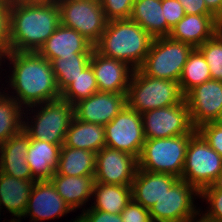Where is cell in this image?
I'll return each instance as SVG.
<instances>
[{"label": "cell", "mask_w": 222, "mask_h": 222, "mask_svg": "<svg viewBox=\"0 0 222 222\" xmlns=\"http://www.w3.org/2000/svg\"><path fill=\"white\" fill-rule=\"evenodd\" d=\"M13 65L12 75L8 76L12 90L11 95L21 106L31 107L60 99L51 63L38 52L9 51L0 57Z\"/></svg>", "instance_id": "cell-1"}, {"label": "cell", "mask_w": 222, "mask_h": 222, "mask_svg": "<svg viewBox=\"0 0 222 222\" xmlns=\"http://www.w3.org/2000/svg\"><path fill=\"white\" fill-rule=\"evenodd\" d=\"M59 25L57 1L10 4V51L38 52Z\"/></svg>", "instance_id": "cell-2"}, {"label": "cell", "mask_w": 222, "mask_h": 222, "mask_svg": "<svg viewBox=\"0 0 222 222\" xmlns=\"http://www.w3.org/2000/svg\"><path fill=\"white\" fill-rule=\"evenodd\" d=\"M153 39L130 18L110 20L94 48L102 56L126 62L136 70L142 66Z\"/></svg>", "instance_id": "cell-3"}, {"label": "cell", "mask_w": 222, "mask_h": 222, "mask_svg": "<svg viewBox=\"0 0 222 222\" xmlns=\"http://www.w3.org/2000/svg\"><path fill=\"white\" fill-rule=\"evenodd\" d=\"M185 99L178 82L152 78L133 71L126 94L127 105L138 113L176 105Z\"/></svg>", "instance_id": "cell-4"}, {"label": "cell", "mask_w": 222, "mask_h": 222, "mask_svg": "<svg viewBox=\"0 0 222 222\" xmlns=\"http://www.w3.org/2000/svg\"><path fill=\"white\" fill-rule=\"evenodd\" d=\"M33 107L39 109L35 110L37 113ZM29 108L28 111L32 110V114L33 112L36 113L32 116L31 122H28V116L27 122L23 121V131L29 138L62 146L66 132L74 118V106L60 98Z\"/></svg>", "instance_id": "cell-5"}, {"label": "cell", "mask_w": 222, "mask_h": 222, "mask_svg": "<svg viewBox=\"0 0 222 222\" xmlns=\"http://www.w3.org/2000/svg\"><path fill=\"white\" fill-rule=\"evenodd\" d=\"M193 135L146 139L138 158V168L170 174L181 179L188 142Z\"/></svg>", "instance_id": "cell-6"}, {"label": "cell", "mask_w": 222, "mask_h": 222, "mask_svg": "<svg viewBox=\"0 0 222 222\" xmlns=\"http://www.w3.org/2000/svg\"><path fill=\"white\" fill-rule=\"evenodd\" d=\"M194 47L169 36L153 39L149 53L139 68L145 75L179 82L189 54Z\"/></svg>", "instance_id": "cell-7"}, {"label": "cell", "mask_w": 222, "mask_h": 222, "mask_svg": "<svg viewBox=\"0 0 222 222\" xmlns=\"http://www.w3.org/2000/svg\"><path fill=\"white\" fill-rule=\"evenodd\" d=\"M222 172V157L196 132L189 140L181 179L199 191Z\"/></svg>", "instance_id": "cell-8"}, {"label": "cell", "mask_w": 222, "mask_h": 222, "mask_svg": "<svg viewBox=\"0 0 222 222\" xmlns=\"http://www.w3.org/2000/svg\"><path fill=\"white\" fill-rule=\"evenodd\" d=\"M193 196L200 197V191L185 180L179 179L149 209L151 220L153 222H189L197 219L201 210L196 209Z\"/></svg>", "instance_id": "cell-9"}, {"label": "cell", "mask_w": 222, "mask_h": 222, "mask_svg": "<svg viewBox=\"0 0 222 222\" xmlns=\"http://www.w3.org/2000/svg\"><path fill=\"white\" fill-rule=\"evenodd\" d=\"M146 139L195 134L186 100L176 105L153 109L141 114Z\"/></svg>", "instance_id": "cell-10"}, {"label": "cell", "mask_w": 222, "mask_h": 222, "mask_svg": "<svg viewBox=\"0 0 222 222\" xmlns=\"http://www.w3.org/2000/svg\"><path fill=\"white\" fill-rule=\"evenodd\" d=\"M58 6L61 25L75 29L93 45L100 40L108 22L100 0L58 2Z\"/></svg>", "instance_id": "cell-11"}, {"label": "cell", "mask_w": 222, "mask_h": 222, "mask_svg": "<svg viewBox=\"0 0 222 222\" xmlns=\"http://www.w3.org/2000/svg\"><path fill=\"white\" fill-rule=\"evenodd\" d=\"M104 130L106 147L139 158L146 140L140 113L125 105L113 120L104 126Z\"/></svg>", "instance_id": "cell-12"}, {"label": "cell", "mask_w": 222, "mask_h": 222, "mask_svg": "<svg viewBox=\"0 0 222 222\" xmlns=\"http://www.w3.org/2000/svg\"><path fill=\"white\" fill-rule=\"evenodd\" d=\"M138 168V159L124 151L103 147L96 153L95 182L132 185Z\"/></svg>", "instance_id": "cell-13"}, {"label": "cell", "mask_w": 222, "mask_h": 222, "mask_svg": "<svg viewBox=\"0 0 222 222\" xmlns=\"http://www.w3.org/2000/svg\"><path fill=\"white\" fill-rule=\"evenodd\" d=\"M185 100L195 129L206 123L218 122L222 114V82L207 80L191 89Z\"/></svg>", "instance_id": "cell-14"}, {"label": "cell", "mask_w": 222, "mask_h": 222, "mask_svg": "<svg viewBox=\"0 0 222 222\" xmlns=\"http://www.w3.org/2000/svg\"><path fill=\"white\" fill-rule=\"evenodd\" d=\"M72 211L50 180L35 181L23 218L30 216V222H38L57 219Z\"/></svg>", "instance_id": "cell-15"}, {"label": "cell", "mask_w": 222, "mask_h": 222, "mask_svg": "<svg viewBox=\"0 0 222 222\" xmlns=\"http://www.w3.org/2000/svg\"><path fill=\"white\" fill-rule=\"evenodd\" d=\"M126 94L98 91L74 105V116L83 122L105 126L127 105Z\"/></svg>", "instance_id": "cell-16"}, {"label": "cell", "mask_w": 222, "mask_h": 222, "mask_svg": "<svg viewBox=\"0 0 222 222\" xmlns=\"http://www.w3.org/2000/svg\"><path fill=\"white\" fill-rule=\"evenodd\" d=\"M90 65L95 74L98 91L127 93L134 69L126 62L104 57L94 49Z\"/></svg>", "instance_id": "cell-17"}, {"label": "cell", "mask_w": 222, "mask_h": 222, "mask_svg": "<svg viewBox=\"0 0 222 222\" xmlns=\"http://www.w3.org/2000/svg\"><path fill=\"white\" fill-rule=\"evenodd\" d=\"M94 49V45L75 29L60 24L38 53L50 62L73 56V53H93Z\"/></svg>", "instance_id": "cell-18"}, {"label": "cell", "mask_w": 222, "mask_h": 222, "mask_svg": "<svg viewBox=\"0 0 222 222\" xmlns=\"http://www.w3.org/2000/svg\"><path fill=\"white\" fill-rule=\"evenodd\" d=\"M222 28V22L215 15H187L172 28L169 37L199 47Z\"/></svg>", "instance_id": "cell-19"}, {"label": "cell", "mask_w": 222, "mask_h": 222, "mask_svg": "<svg viewBox=\"0 0 222 222\" xmlns=\"http://www.w3.org/2000/svg\"><path fill=\"white\" fill-rule=\"evenodd\" d=\"M29 136L22 130L0 144V171L22 180H35L26 161Z\"/></svg>", "instance_id": "cell-20"}, {"label": "cell", "mask_w": 222, "mask_h": 222, "mask_svg": "<svg viewBox=\"0 0 222 222\" xmlns=\"http://www.w3.org/2000/svg\"><path fill=\"white\" fill-rule=\"evenodd\" d=\"M178 180L170 174L137 168L131 185L132 199L149 210Z\"/></svg>", "instance_id": "cell-21"}, {"label": "cell", "mask_w": 222, "mask_h": 222, "mask_svg": "<svg viewBox=\"0 0 222 222\" xmlns=\"http://www.w3.org/2000/svg\"><path fill=\"white\" fill-rule=\"evenodd\" d=\"M35 181L18 179L0 171V212L5 206L4 208L14 216L11 220H20L24 216Z\"/></svg>", "instance_id": "cell-22"}, {"label": "cell", "mask_w": 222, "mask_h": 222, "mask_svg": "<svg viewBox=\"0 0 222 222\" xmlns=\"http://www.w3.org/2000/svg\"><path fill=\"white\" fill-rule=\"evenodd\" d=\"M61 145L30 138L26 161L36 181L50 180L55 174Z\"/></svg>", "instance_id": "cell-23"}, {"label": "cell", "mask_w": 222, "mask_h": 222, "mask_svg": "<svg viewBox=\"0 0 222 222\" xmlns=\"http://www.w3.org/2000/svg\"><path fill=\"white\" fill-rule=\"evenodd\" d=\"M50 181L73 211L82 208L86 202H89L88 199L93 198L94 175H53Z\"/></svg>", "instance_id": "cell-24"}, {"label": "cell", "mask_w": 222, "mask_h": 222, "mask_svg": "<svg viewBox=\"0 0 222 222\" xmlns=\"http://www.w3.org/2000/svg\"><path fill=\"white\" fill-rule=\"evenodd\" d=\"M130 19L139 24L153 38L169 36L161 0H135Z\"/></svg>", "instance_id": "cell-25"}, {"label": "cell", "mask_w": 222, "mask_h": 222, "mask_svg": "<svg viewBox=\"0 0 222 222\" xmlns=\"http://www.w3.org/2000/svg\"><path fill=\"white\" fill-rule=\"evenodd\" d=\"M62 146L98 153L105 147L104 126L83 122L74 116L66 132L64 144Z\"/></svg>", "instance_id": "cell-26"}, {"label": "cell", "mask_w": 222, "mask_h": 222, "mask_svg": "<svg viewBox=\"0 0 222 222\" xmlns=\"http://www.w3.org/2000/svg\"><path fill=\"white\" fill-rule=\"evenodd\" d=\"M94 205L91 209L111 214H121L132 200L131 185L103 184L95 182L93 186Z\"/></svg>", "instance_id": "cell-27"}, {"label": "cell", "mask_w": 222, "mask_h": 222, "mask_svg": "<svg viewBox=\"0 0 222 222\" xmlns=\"http://www.w3.org/2000/svg\"><path fill=\"white\" fill-rule=\"evenodd\" d=\"M96 153L62 146L54 175L85 176L95 174Z\"/></svg>", "instance_id": "cell-28"}, {"label": "cell", "mask_w": 222, "mask_h": 222, "mask_svg": "<svg viewBox=\"0 0 222 222\" xmlns=\"http://www.w3.org/2000/svg\"><path fill=\"white\" fill-rule=\"evenodd\" d=\"M22 108L16 99L4 91L0 92V144L23 130V116L26 113Z\"/></svg>", "instance_id": "cell-29"}, {"label": "cell", "mask_w": 222, "mask_h": 222, "mask_svg": "<svg viewBox=\"0 0 222 222\" xmlns=\"http://www.w3.org/2000/svg\"><path fill=\"white\" fill-rule=\"evenodd\" d=\"M91 55L92 53H73V56L50 61L60 93L90 64Z\"/></svg>", "instance_id": "cell-30"}, {"label": "cell", "mask_w": 222, "mask_h": 222, "mask_svg": "<svg viewBox=\"0 0 222 222\" xmlns=\"http://www.w3.org/2000/svg\"><path fill=\"white\" fill-rule=\"evenodd\" d=\"M211 79L210 68L202 53L194 48L187 58L179 85L181 91L186 95L195 86L200 85Z\"/></svg>", "instance_id": "cell-31"}, {"label": "cell", "mask_w": 222, "mask_h": 222, "mask_svg": "<svg viewBox=\"0 0 222 222\" xmlns=\"http://www.w3.org/2000/svg\"><path fill=\"white\" fill-rule=\"evenodd\" d=\"M98 92V86L92 66L89 64L72 83L61 93V99L72 106Z\"/></svg>", "instance_id": "cell-32"}, {"label": "cell", "mask_w": 222, "mask_h": 222, "mask_svg": "<svg viewBox=\"0 0 222 222\" xmlns=\"http://www.w3.org/2000/svg\"><path fill=\"white\" fill-rule=\"evenodd\" d=\"M197 49L209 65L211 79L222 82V28Z\"/></svg>", "instance_id": "cell-33"}, {"label": "cell", "mask_w": 222, "mask_h": 222, "mask_svg": "<svg viewBox=\"0 0 222 222\" xmlns=\"http://www.w3.org/2000/svg\"><path fill=\"white\" fill-rule=\"evenodd\" d=\"M206 200L208 210L200 216L208 222H222V191L216 190L212 185L200 191V197Z\"/></svg>", "instance_id": "cell-34"}, {"label": "cell", "mask_w": 222, "mask_h": 222, "mask_svg": "<svg viewBox=\"0 0 222 222\" xmlns=\"http://www.w3.org/2000/svg\"><path fill=\"white\" fill-rule=\"evenodd\" d=\"M135 0H100L101 7L108 21L129 19Z\"/></svg>", "instance_id": "cell-35"}, {"label": "cell", "mask_w": 222, "mask_h": 222, "mask_svg": "<svg viewBox=\"0 0 222 222\" xmlns=\"http://www.w3.org/2000/svg\"><path fill=\"white\" fill-rule=\"evenodd\" d=\"M10 51V3L0 0V57Z\"/></svg>", "instance_id": "cell-36"}, {"label": "cell", "mask_w": 222, "mask_h": 222, "mask_svg": "<svg viewBox=\"0 0 222 222\" xmlns=\"http://www.w3.org/2000/svg\"><path fill=\"white\" fill-rule=\"evenodd\" d=\"M197 132L222 157V125L210 122L197 128Z\"/></svg>", "instance_id": "cell-37"}, {"label": "cell", "mask_w": 222, "mask_h": 222, "mask_svg": "<svg viewBox=\"0 0 222 222\" xmlns=\"http://www.w3.org/2000/svg\"><path fill=\"white\" fill-rule=\"evenodd\" d=\"M122 222H152L148 209L133 199L121 212Z\"/></svg>", "instance_id": "cell-38"}, {"label": "cell", "mask_w": 222, "mask_h": 222, "mask_svg": "<svg viewBox=\"0 0 222 222\" xmlns=\"http://www.w3.org/2000/svg\"><path fill=\"white\" fill-rule=\"evenodd\" d=\"M73 222H122L120 214H111L99 210H93L90 207L85 210ZM72 222V221H70Z\"/></svg>", "instance_id": "cell-39"}, {"label": "cell", "mask_w": 222, "mask_h": 222, "mask_svg": "<svg viewBox=\"0 0 222 222\" xmlns=\"http://www.w3.org/2000/svg\"><path fill=\"white\" fill-rule=\"evenodd\" d=\"M167 25L172 29L184 16L183 6L178 0H161Z\"/></svg>", "instance_id": "cell-40"}, {"label": "cell", "mask_w": 222, "mask_h": 222, "mask_svg": "<svg viewBox=\"0 0 222 222\" xmlns=\"http://www.w3.org/2000/svg\"><path fill=\"white\" fill-rule=\"evenodd\" d=\"M183 6L185 14L214 15L206 6L204 0H178Z\"/></svg>", "instance_id": "cell-41"}, {"label": "cell", "mask_w": 222, "mask_h": 222, "mask_svg": "<svg viewBox=\"0 0 222 222\" xmlns=\"http://www.w3.org/2000/svg\"><path fill=\"white\" fill-rule=\"evenodd\" d=\"M207 8L222 22V0H204Z\"/></svg>", "instance_id": "cell-42"}, {"label": "cell", "mask_w": 222, "mask_h": 222, "mask_svg": "<svg viewBox=\"0 0 222 222\" xmlns=\"http://www.w3.org/2000/svg\"><path fill=\"white\" fill-rule=\"evenodd\" d=\"M10 4H36V3H48L53 0H7Z\"/></svg>", "instance_id": "cell-43"}, {"label": "cell", "mask_w": 222, "mask_h": 222, "mask_svg": "<svg viewBox=\"0 0 222 222\" xmlns=\"http://www.w3.org/2000/svg\"><path fill=\"white\" fill-rule=\"evenodd\" d=\"M212 186H213L216 190L222 191V172L218 175L217 179H216L215 182L212 184Z\"/></svg>", "instance_id": "cell-44"}, {"label": "cell", "mask_w": 222, "mask_h": 222, "mask_svg": "<svg viewBox=\"0 0 222 222\" xmlns=\"http://www.w3.org/2000/svg\"><path fill=\"white\" fill-rule=\"evenodd\" d=\"M80 1H86V0H58L57 2H80Z\"/></svg>", "instance_id": "cell-45"}, {"label": "cell", "mask_w": 222, "mask_h": 222, "mask_svg": "<svg viewBox=\"0 0 222 222\" xmlns=\"http://www.w3.org/2000/svg\"><path fill=\"white\" fill-rule=\"evenodd\" d=\"M196 219H193L192 221H189V222H195ZM196 222H208L206 220H204L202 217H199Z\"/></svg>", "instance_id": "cell-46"}, {"label": "cell", "mask_w": 222, "mask_h": 222, "mask_svg": "<svg viewBox=\"0 0 222 222\" xmlns=\"http://www.w3.org/2000/svg\"><path fill=\"white\" fill-rule=\"evenodd\" d=\"M218 123L222 125V114H221V116H220V118L218 120Z\"/></svg>", "instance_id": "cell-47"}, {"label": "cell", "mask_w": 222, "mask_h": 222, "mask_svg": "<svg viewBox=\"0 0 222 222\" xmlns=\"http://www.w3.org/2000/svg\"><path fill=\"white\" fill-rule=\"evenodd\" d=\"M10 222H21L20 220H16V221H14V220H10Z\"/></svg>", "instance_id": "cell-48"}]
</instances>
